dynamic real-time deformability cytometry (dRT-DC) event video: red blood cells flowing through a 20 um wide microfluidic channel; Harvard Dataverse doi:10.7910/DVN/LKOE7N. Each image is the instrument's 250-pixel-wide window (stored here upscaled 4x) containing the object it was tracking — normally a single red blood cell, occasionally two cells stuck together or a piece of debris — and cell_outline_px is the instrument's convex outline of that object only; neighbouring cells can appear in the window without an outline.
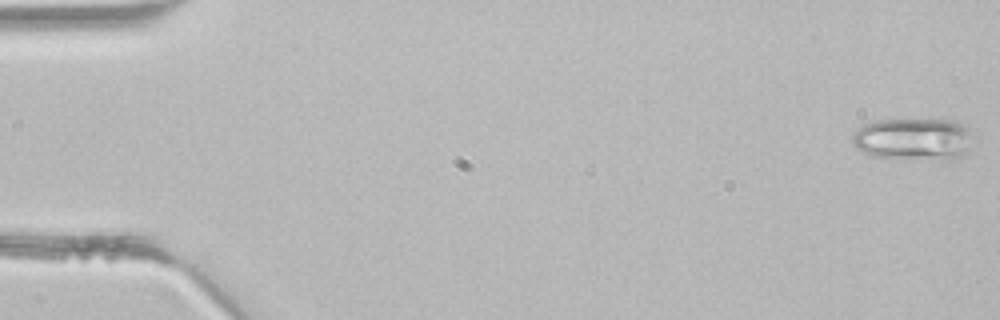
{"species": "common noctule bat (a hibernating species)", "species_latin": "Nyctalus noctula", "temperature_condition": "room temperature", "stored_images_in_passage": 5, "camera_frame_rate_fps": 3000, "um_per_image_px": 0.085, "animal": {"sex": "male", "body_mass_g": 21.5, "forearm_length_mm": 52.0}, "frame": {"image": 1, "passage_image": 1, "time_ms": 0.0, "image_size_px": [1000, 320], "cell_outline_px": [[968, 148], [964, 156], [952, 160], [944, 160], [868, 156], [856, 148], [852, 144], [852, 132], [864, 124], [876, 120], [936, 116], [940, 116], [960, 120], [968, 124]], "centroid_in_image_um": [77.65, 11.75], "position_along_channel_um": 7.4, "area_um2": 31.21}}